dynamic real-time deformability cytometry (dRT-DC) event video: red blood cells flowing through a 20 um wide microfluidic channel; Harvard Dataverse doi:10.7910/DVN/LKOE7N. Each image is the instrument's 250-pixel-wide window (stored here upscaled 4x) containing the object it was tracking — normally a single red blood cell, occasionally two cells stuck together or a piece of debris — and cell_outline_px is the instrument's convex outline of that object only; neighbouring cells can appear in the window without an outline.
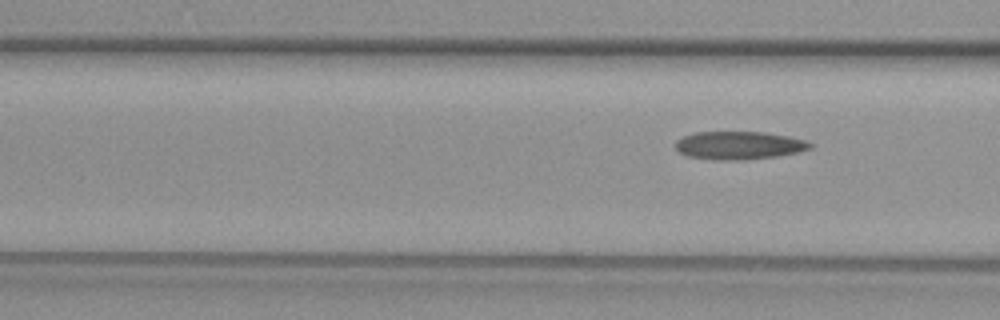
{"species": "common noctule bat (a hibernating species)", "species_latin": "Nyctalus noctula", "temperature_condition": "warm", "stored_images_in_passage": 7, "segment_of_instrument_passage": [2, 2], "camera_frame_rate_fps": 3000, "um_per_image_px": 0.085, "animal": {"sex": "female", "body_mass_g": 29.2, "forearm_length_mm": 56.3}, "frame": {"image": 1, "passage_image": 7, "time_ms": 7.0, "image_size_px": [1000, 320], "cell_outline_px": [[812, 148], [800, 152], [776, 156], [744, 160], [716, 160], [688, 156], [680, 152], [676, 148], [676, 140], [684, 136], [696, 132], [764, 132], [788, 136], [804, 140], [812, 144]], "centroid_in_image_um": [62.83, 12.36], "position_along_channel_um": 103.8, "area_um2": 21.96}}